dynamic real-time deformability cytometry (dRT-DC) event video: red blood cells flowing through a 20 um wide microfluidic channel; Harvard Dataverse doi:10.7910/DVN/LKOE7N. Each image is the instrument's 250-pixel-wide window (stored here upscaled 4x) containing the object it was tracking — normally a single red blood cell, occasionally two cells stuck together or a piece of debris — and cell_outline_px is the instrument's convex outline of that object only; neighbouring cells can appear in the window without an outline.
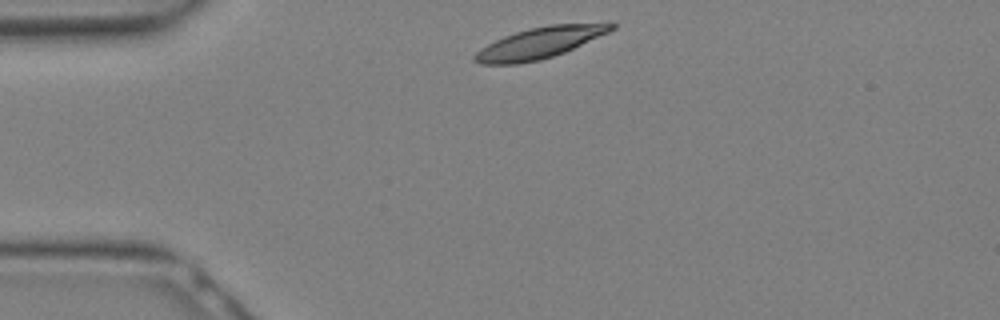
{"species": "Egyptian fruit bat (a non-hibernating species)", "species_latin": "Rousettus aegyptiacus", "temperature_condition": "warm", "stored_images_in_passage": 7, "camera_frame_rate_fps": 3000, "um_per_image_px": 0.085, "animal": {"sex": "female"}, "frame": {"image": 1, "passage_image": 1, "time_ms": 0.0, "image_size_px": [1000, 320], "cell_outline_px": [[616, 28], [608, 32], [564, 52], [540, 60], [516, 64], [480, 64], [472, 60], [472, 56], [480, 48], [504, 36], [528, 28], [552, 24], [612, 20], [616, 24]], "centroid_in_image_um": [45.95, 3.6], "position_along_channel_um": 39.0, "area_um2": 25.26}}
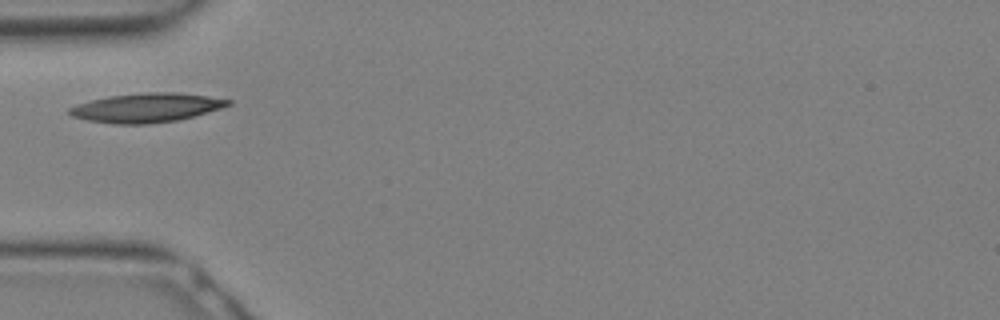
{"frame": {"image": 2, "passage_image": 4, "time_ms": 1.0, "image_size_px": [1000, 320], "cell_outline_px": [[232, 104], [220, 108], [192, 116], [176, 120], [148, 124], [116, 124], [88, 120], [72, 116], [68, 112], [68, 108], [76, 104], [108, 96], [144, 92], [176, 92], [232, 100]], "centroid_in_image_um": [12.41, 9.15], "position_along_channel_um": 72.6, "area_um2": 26.65}}
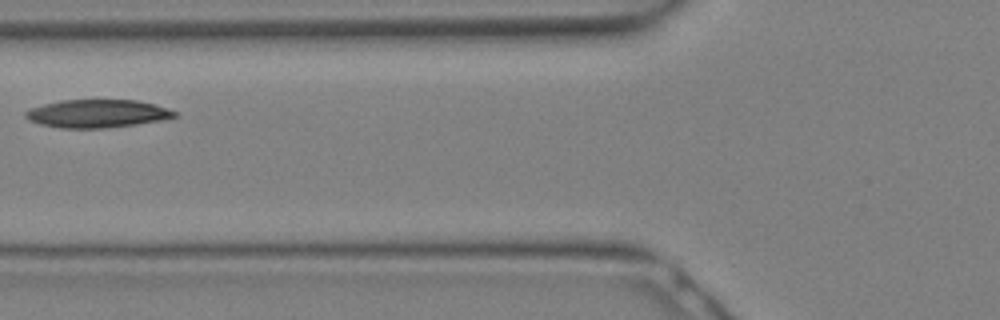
{"frame": {"image": 3, "passage_image": 6, "time_ms": 1.667, "image_size_px": [1000, 320], "cell_outline_px": [[176, 116], [164, 120], [108, 128], [60, 128], [40, 124], [28, 120], [24, 116], [24, 112], [28, 108], [60, 100], [136, 100], [156, 104], [168, 108], [176, 112]], "centroid_in_image_um": [8.25, 9.65], "position_along_channel_um": 117.6, "area_um2": 24.57}}